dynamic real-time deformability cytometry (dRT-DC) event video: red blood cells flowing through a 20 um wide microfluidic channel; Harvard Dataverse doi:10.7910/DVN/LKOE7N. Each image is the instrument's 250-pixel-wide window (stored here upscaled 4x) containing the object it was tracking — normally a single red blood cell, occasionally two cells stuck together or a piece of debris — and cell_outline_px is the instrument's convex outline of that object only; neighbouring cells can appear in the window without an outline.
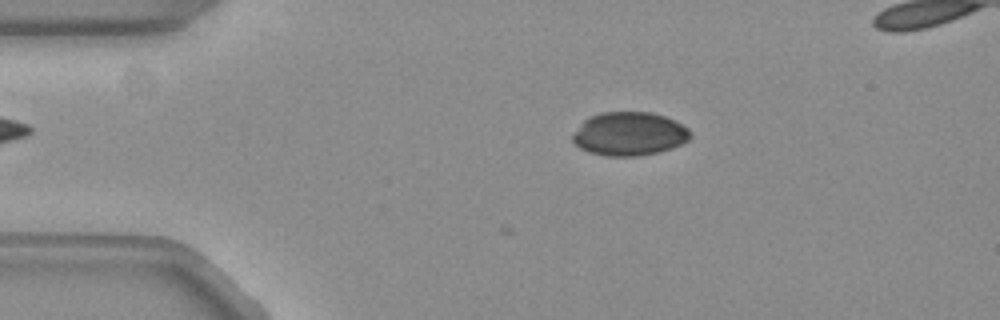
{"species": "common noctule bat (a hibernating species)", "species_latin": "Nyctalus noctula", "temperature_condition": "warm", "stored_images_in_passage": 18, "camera_frame_rate_fps": 3000, "um_per_image_px": 0.085, "animal": {"sex": "female", "body_mass_g": 19.3, "forearm_length_mm": 54.1}, "frame": {"image": 1, "passage_image": 1, "time_ms": 0.0, "image_size_px": [1000, 320], "cell_outline_px": [[692, 136], [688, 140], [680, 144], [656, 152], [636, 156], [608, 156], [592, 152], [580, 148], [572, 140], [572, 136], [580, 124], [588, 116], [600, 112], [652, 112], [676, 120], [688, 128]], "centroid_in_image_um": [53.49, 11.35], "position_along_channel_um": 31.5, "area_um2": 29.71}}
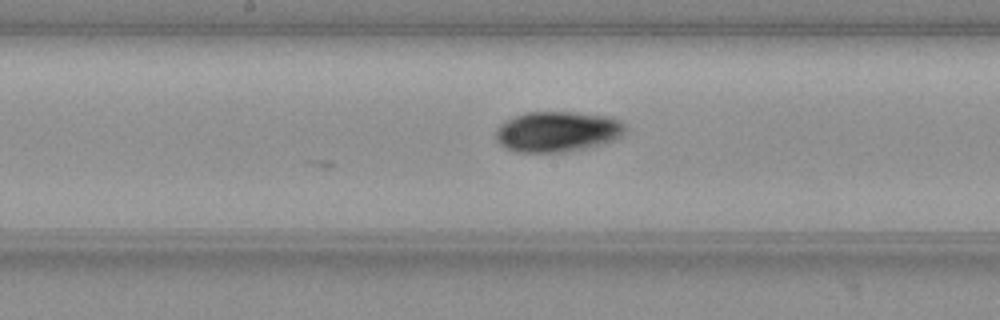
{"frame": {"image": 2, "passage_image": 18, "time_ms": 5.667, "image_size_px": [1000, 320], "cell_outline_px": [[624, 132], [620, 136], [612, 140], [584, 148], [564, 152], [516, 152], [504, 148], [496, 140], [496, 132], [500, 124], [516, 116], [528, 112], [576, 112], [608, 116], [620, 120], [624, 124]], "centroid_in_image_um": [47.35, 11.18], "position_along_channel_um": 200.9, "area_um2": 30.29}}